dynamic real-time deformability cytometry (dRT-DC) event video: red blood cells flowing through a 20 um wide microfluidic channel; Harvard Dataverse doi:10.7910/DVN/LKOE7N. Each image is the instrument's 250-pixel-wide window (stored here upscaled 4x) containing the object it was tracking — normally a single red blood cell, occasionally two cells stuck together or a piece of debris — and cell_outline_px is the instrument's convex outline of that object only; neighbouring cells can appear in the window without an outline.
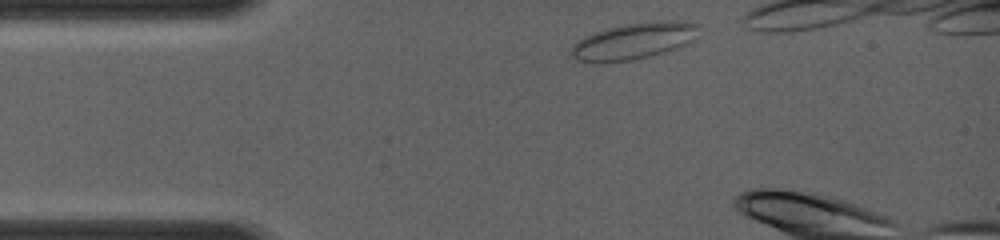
{"species": "common noctule bat (a hibernating species)", "species_latin": "Nyctalus noctula", "temperature_condition": "room temperature", "stored_images_in_passage": 2, "camera_frame_rate_fps": 4000, "um_per_image_px": 0.085, "animal": {"sex": "female", "body_mass_g": 19.0, "forearm_length_mm": 56.7}, "frame": {"image": 1, "passage_image": 2, "time_ms": 0.75, "image_size_px": [1000, 240], "cell_outline_px": [[700, 24], [696, 40], [688, 44], [664, 52], [632, 60], [600, 64], [580, 60], [572, 56], [568, 52], [572, 44], [576, 40], [592, 32], [624, 24], [660, 20], [684, 20]], "centroid_in_image_um": [53.88, 3.48], "position_along_channel_um": 31.1, "area_um2": 27.86}}